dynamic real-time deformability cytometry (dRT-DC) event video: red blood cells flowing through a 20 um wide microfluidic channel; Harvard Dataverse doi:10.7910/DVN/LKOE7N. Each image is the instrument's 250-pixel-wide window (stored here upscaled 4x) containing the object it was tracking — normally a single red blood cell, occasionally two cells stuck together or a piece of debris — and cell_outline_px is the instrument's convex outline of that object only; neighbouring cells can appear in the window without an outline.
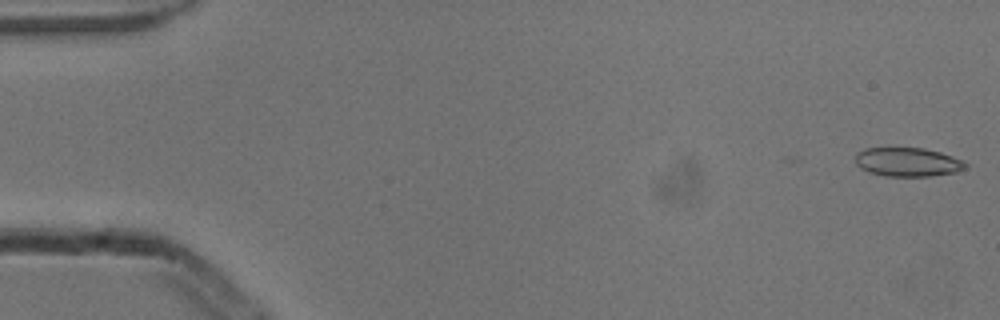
{"species": "common noctule bat (a hibernating species)", "species_latin": "Nyctalus noctula", "temperature_condition": "cold", "stored_images_in_passage": 53, "camera_frame_rate_fps": 3000, "um_per_image_px": 0.085, "animal": {"sex": "male", "body_mass_g": 13.3}, "frame": {"image": 1, "passage_image": 1, "time_ms": 0.0, "image_size_px": [1000, 320], "cell_outline_px": [[968, 164], [964, 168], [956, 172], [932, 176], [884, 176], [868, 172], [860, 168], [856, 164], [856, 152], [864, 148], [924, 148], [940, 152], [964, 160]], "centroid_in_image_um": [77.14, 13.77], "position_along_channel_um": 7.9, "area_um2": 18.67}}
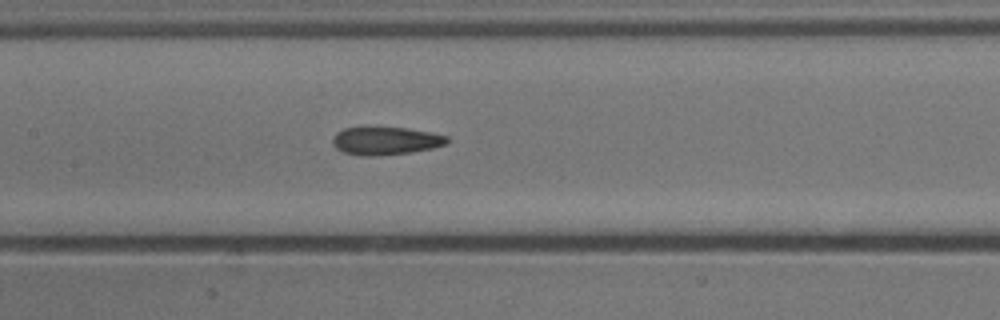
{"frame": {"image": 2, "passage_image": 25, "time_ms": 8.0, "image_size_px": [1000, 320], "cell_outline_px": [[448, 144], [432, 148], [412, 152], [380, 156], [360, 156], [344, 152], [336, 148], [332, 144], [332, 136], [336, 132], [344, 128], [364, 124], [368, 124], [404, 128], [428, 132], [448, 136]], "centroid_in_image_um": [32.7, 11.93], "position_along_channel_um": 174.7, "area_um2": 19.54}}
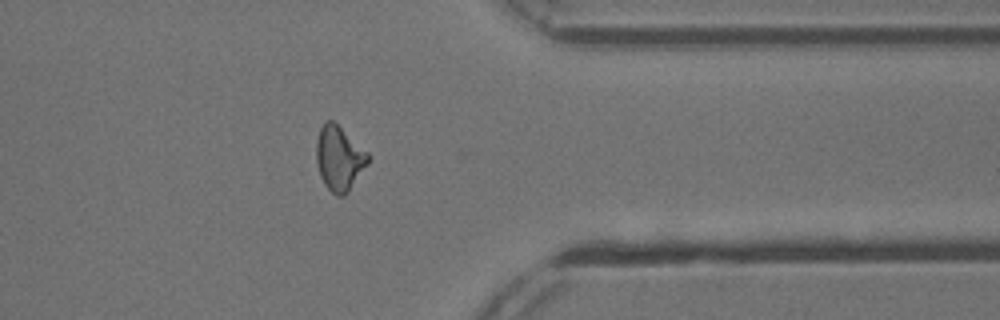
{"frame": {"image": 3, "passage_image": 42, "time_ms": 13.667, "image_size_px": [1000, 320], "cell_outline_px": [[372, 156], [368, 164], [348, 192], [344, 196], [336, 196], [324, 184], [320, 176], [316, 160], [316, 140], [320, 128], [324, 120], [332, 120], [368, 152]], "centroid_in_image_um": [28.84, 13.46], "position_along_channel_um": 382.6, "area_um2": 19.59}, "authors_computed_cell_mechanics": {"area_um2": 19.1896, "velocity_mm_per_s": 3.874, "shape_relaxation_time_tau1_ms": null, "shape_relaxation_time_tau2_ms": 4.4895, "deformation_change_tau1": null, "deformation_change_tau2": 0.1266}}